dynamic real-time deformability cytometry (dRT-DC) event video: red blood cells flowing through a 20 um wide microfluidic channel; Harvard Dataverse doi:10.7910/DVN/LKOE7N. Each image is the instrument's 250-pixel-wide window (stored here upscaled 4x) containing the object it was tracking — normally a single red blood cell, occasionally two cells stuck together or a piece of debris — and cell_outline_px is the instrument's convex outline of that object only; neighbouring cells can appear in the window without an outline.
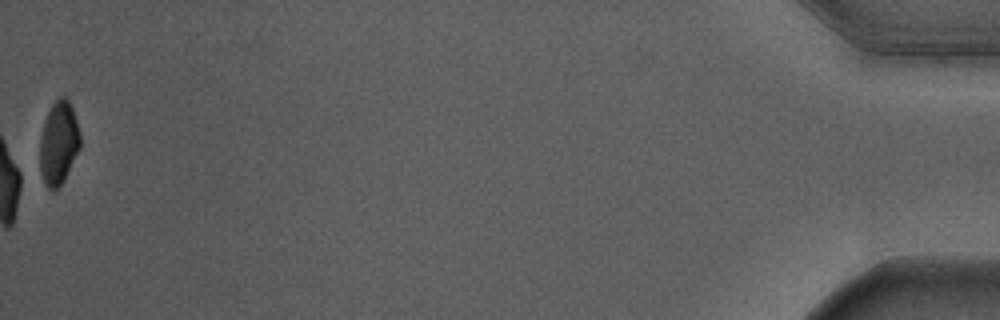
{"species": "Egyptian fruit bat (a non-hibernating species)", "species_latin": "Rousettus aegyptiacus", "temperature_condition": "warm", "stored_images_in_passage": 55, "camera_frame_rate_fps": 3000, "um_per_image_px": 0.085, "animal": {"sex": "male"}, "frame": {"image": 1, "passage_image": 55, "time_ms": 18.0, "image_size_px": [1000, 320], "cell_outline_px": [[80, 148], [64, 180], [56, 188], [48, 188], [36, 172], [40, 140], [44, 124], [48, 112], [52, 104], [60, 96], [64, 96], [68, 100], [72, 108], [80, 132]], "centroid_in_image_um": [4.94, 12.21], "position_along_channel_um": 430.3, "area_um2": 19.88}, "authors_computed_cell_mechanics": {"area_um2": 22.4842, "velocity_mm_per_s": 3.6851, "shape_relaxation_time_tau1_ms": 2.8626, "shape_relaxation_time_tau2_ms": null, "deformation_change_tau1": 0.1701, "deformation_change_tau2": null}}